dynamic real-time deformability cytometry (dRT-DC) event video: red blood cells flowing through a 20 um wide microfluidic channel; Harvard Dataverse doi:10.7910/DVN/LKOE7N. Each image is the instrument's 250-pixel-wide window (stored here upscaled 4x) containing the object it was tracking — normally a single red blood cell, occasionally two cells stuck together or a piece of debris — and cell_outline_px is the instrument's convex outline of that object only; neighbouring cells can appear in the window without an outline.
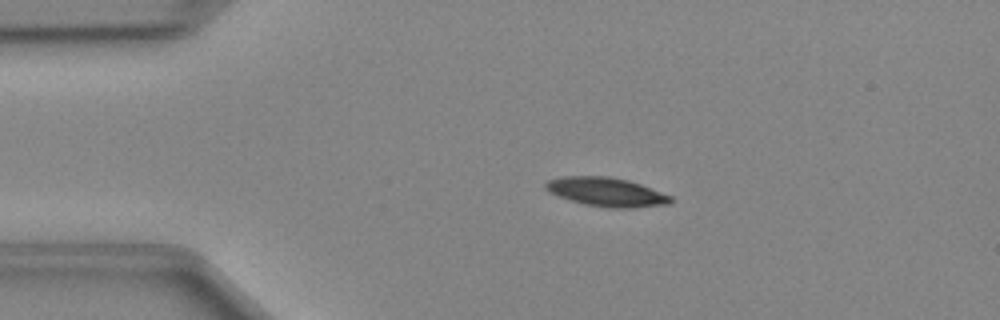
{"species": "Egyptian fruit bat (a non-hibernating species)", "species_latin": "Rousettus aegyptiacus", "temperature_condition": "cold", "stored_images_in_passage": 39, "camera_frame_rate_fps": 3000, "um_per_image_px": 0.085, "animal": {"sex": "female"}, "frame": {"image": 1, "passage_image": 1, "time_ms": 0.0, "image_size_px": [1000, 320], "cell_outline_px": [[672, 200], [668, 204], [636, 208], [608, 208], [584, 204], [548, 192], [544, 188], [544, 184], [548, 180], [560, 176], [608, 176], [628, 180], [640, 184], [672, 196]], "centroid_in_image_um": [51.53, 16.31], "position_along_channel_um": 33.5, "area_um2": 21.1}}
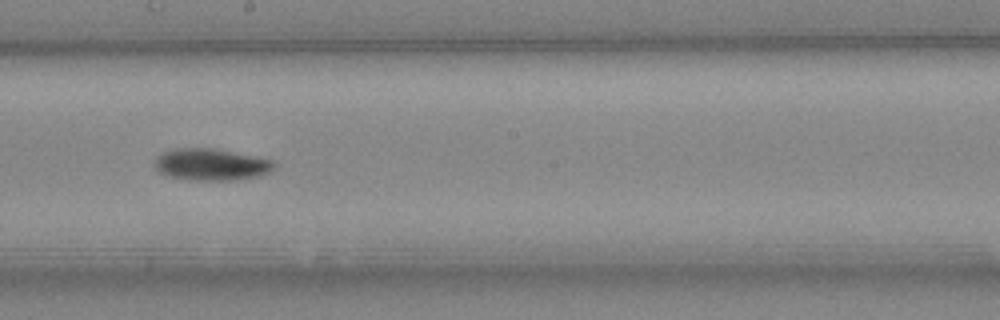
{"frame": {"image": 2, "passage_image": 18, "time_ms": 5.667, "image_size_px": [1000, 320], "cell_outline_px": [[276, 164], [268, 172], [260, 176], [236, 180], [188, 180], [168, 176], [160, 172], [156, 168], [156, 156], [164, 152], [180, 148], [212, 148], [272, 160]], "centroid_in_image_um": [17.94, 14.0], "position_along_channel_um": 230.3, "area_um2": 21.85}}
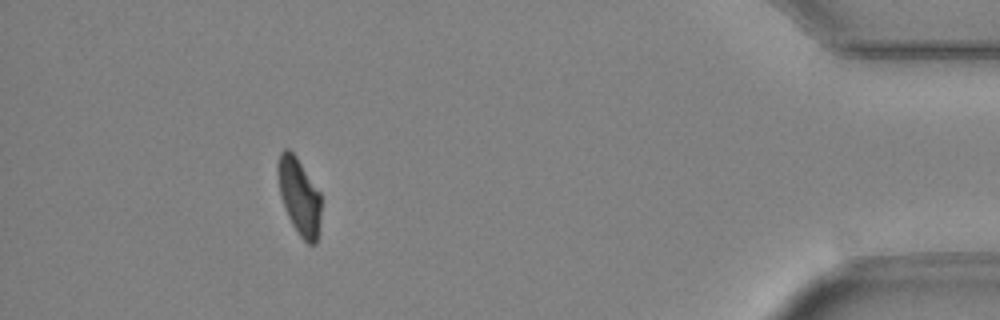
{"frame": {"image": 3, "passage_image": 35, "time_ms": 11.333, "image_size_px": [1000, 320], "cell_outline_px": [[320, 220], [316, 244], [308, 244], [300, 236], [292, 224], [284, 208], [280, 196], [276, 172], [276, 164], [280, 152], [284, 148], [288, 148], [296, 156], [320, 192]], "centroid_in_image_um": [25.4, 16.66], "position_along_channel_um": 409.8, "area_um2": 19.48}}